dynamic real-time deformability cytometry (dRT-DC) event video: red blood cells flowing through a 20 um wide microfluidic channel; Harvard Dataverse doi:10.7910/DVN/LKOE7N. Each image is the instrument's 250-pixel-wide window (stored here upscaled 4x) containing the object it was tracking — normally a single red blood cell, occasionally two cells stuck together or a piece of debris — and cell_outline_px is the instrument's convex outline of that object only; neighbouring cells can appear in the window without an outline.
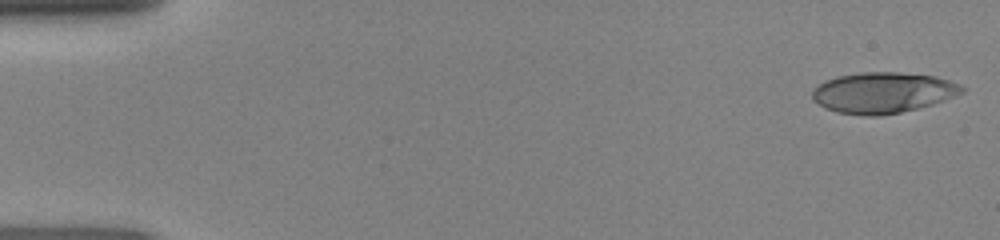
{"species": "human", "species_latin": "Homo sapiens", "temperature_condition": "room temperature", "stored_images_in_passage": 47, "camera_frame_rate_fps": 3000, "um_per_image_px": 0.085, "donor": {"sex": "female"}, "frame": {"image": 1, "passage_image": 1, "time_ms": 0.0, "image_size_px": [1000, 240], "cell_outline_px": [[964, 92], [932, 104], [900, 112], [876, 116], [868, 116], [836, 112], [824, 108], [812, 100], [812, 88], [824, 80], [836, 76], [864, 72], [900, 72], [936, 76], [960, 84], [964, 88]], "centroid_in_image_um": [74.99, 7.87], "position_along_channel_um": 10.0, "area_um2": 35.66}}
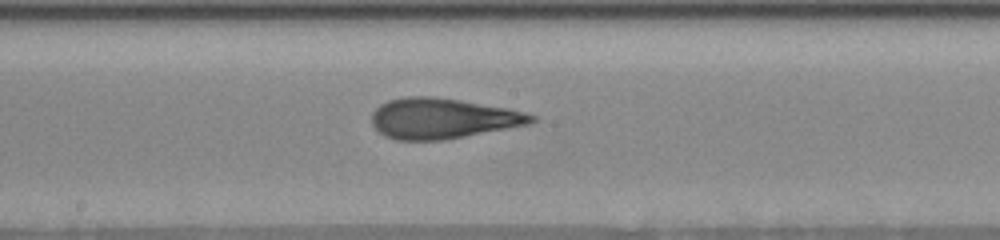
{"frame": {"image": 2, "passage_image": 25, "time_ms": 8.0, "image_size_px": [1000, 240], "cell_outline_px": [[540, 116], [532, 124], [444, 140], [396, 140], [384, 136], [372, 124], [372, 112], [380, 104], [388, 100], [404, 96], [432, 96], [460, 100], [508, 108]], "centroid_in_image_um": [37.65, 10.06], "position_along_channel_um": 210.6, "area_um2": 37.97}}
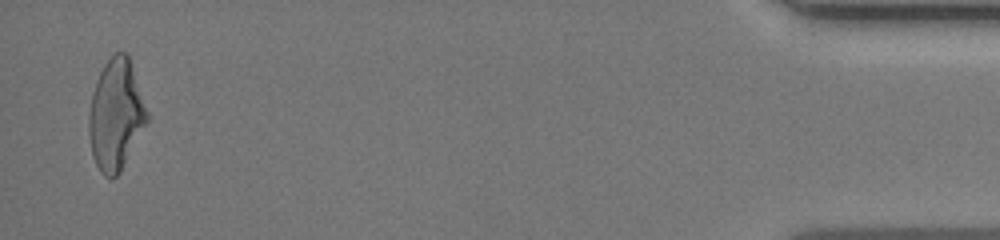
{"frame": {"image": 3, "passage_image": 46, "time_ms": 15.0, "image_size_px": [1000, 240], "cell_outline_px": [[148, 120], [120, 172], [112, 180], [104, 176], [100, 172], [92, 156], [88, 132], [88, 116], [92, 92], [96, 80], [104, 64], [116, 52], [124, 52], [128, 56], [148, 112]], "centroid_in_image_um": [9.82, 9.79], "position_along_channel_um": 425.4, "area_um2": 37.28}}